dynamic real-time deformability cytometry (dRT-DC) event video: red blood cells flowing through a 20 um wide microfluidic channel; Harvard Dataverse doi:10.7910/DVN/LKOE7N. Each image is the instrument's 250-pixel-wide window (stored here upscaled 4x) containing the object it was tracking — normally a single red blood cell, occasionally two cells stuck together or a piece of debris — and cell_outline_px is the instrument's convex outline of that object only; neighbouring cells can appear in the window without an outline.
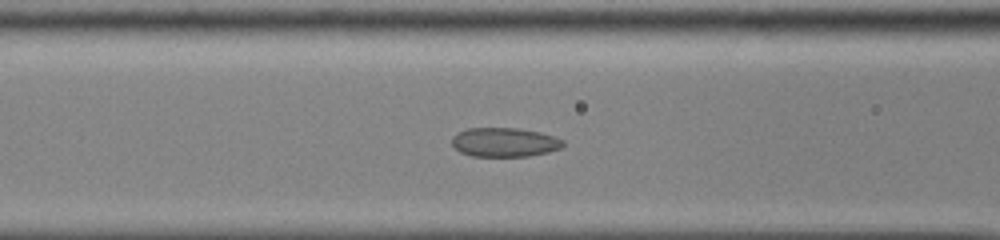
{"species": "common noctule bat (a hibernating species)", "species_latin": "Nyctalus noctula", "temperature_condition": "cold", "stored_images_in_passage": 47, "camera_frame_rate_fps": 3000, "um_per_image_px": 0.085, "animal": {"sex": "male", "body_mass_g": 13.0, "forearm_length_mm": 53.1}, "frame": {"image": 1, "passage_image": 17, "time_ms": 5.333, "image_size_px": [1000, 240], "cell_outline_px": [[564, 144], [560, 148], [548, 152], [528, 156], [472, 156], [460, 152], [452, 144], [452, 136], [468, 128], [516, 128], [540, 132], [564, 140]], "centroid_in_image_um": [42.88, 12.09], "position_along_channel_um": 123.7, "area_um2": 18.73}}
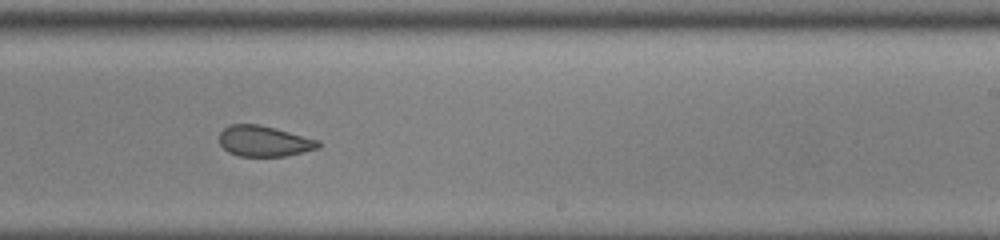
{"frame": {"image": 2, "passage_image": 28, "time_ms": 9.0, "image_size_px": [1000, 240], "cell_outline_px": [[320, 148], [304, 152], [284, 156], [240, 156], [228, 152], [220, 144], [220, 132], [228, 124], [256, 124], [320, 140]], "centroid_in_image_um": [22.44, 12.0], "position_along_channel_um": 266.6, "area_um2": 17.57}}
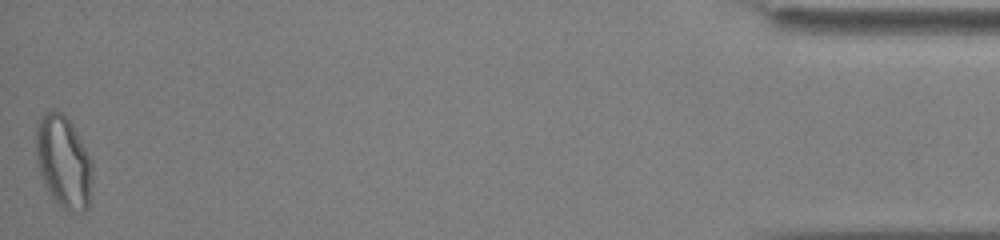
{"frame": {"image": 3, "passage_image": 47, "time_ms": 15.333, "image_size_px": [1000, 240], "cell_outline_px": [[92, 176], [88, 208], [84, 212], [64, 212], [48, 192], [40, 176], [36, 156], [36, 128], [40, 116], [44, 112], [52, 108], [56, 108], [68, 120], [76, 132], [92, 164]], "centroid_in_image_um": [5.37, 13.79], "position_along_channel_um": 429.8, "area_um2": 30.46}, "authors_computed_cell_mechanics": {"area_um2": 20.9236, "velocity_mm_per_s": 3.9038, "shape_relaxation_time_tau1_ms": null, "shape_relaxation_time_tau2_ms": 2.6697, "deformation_change_tau1": null, "deformation_change_tau2": 0.0832}}